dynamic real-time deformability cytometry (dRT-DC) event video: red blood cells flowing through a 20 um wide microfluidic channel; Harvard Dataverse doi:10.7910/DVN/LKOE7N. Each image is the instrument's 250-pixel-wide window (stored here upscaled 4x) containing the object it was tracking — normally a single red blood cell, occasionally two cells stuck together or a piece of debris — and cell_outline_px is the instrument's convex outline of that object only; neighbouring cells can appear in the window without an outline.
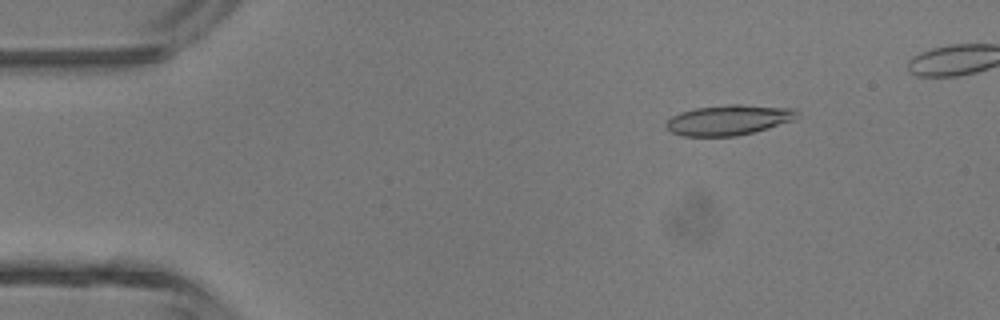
{"species": "common noctule bat (a hibernating species)", "species_latin": "Nyctalus noctula", "temperature_condition": "room temperature", "stored_images_in_passage": 5, "camera_frame_rate_fps": 3000, "um_per_image_px": 0.085, "animal": {"sex": "male", "body_mass_g": 13.3}, "frame": {"image": 1, "passage_image": 2, "time_ms": 1.333, "image_size_px": [1000, 320], "cell_outline_px": [[796, 112], [792, 120], [768, 128], [736, 136], [680, 136], [672, 132], [664, 124], [672, 116], [680, 112], [696, 108], [728, 104], [740, 104], [796, 108]], "centroid_in_image_um": [61.89, 10.19], "position_along_channel_um": 23.1, "area_um2": 22.89}}